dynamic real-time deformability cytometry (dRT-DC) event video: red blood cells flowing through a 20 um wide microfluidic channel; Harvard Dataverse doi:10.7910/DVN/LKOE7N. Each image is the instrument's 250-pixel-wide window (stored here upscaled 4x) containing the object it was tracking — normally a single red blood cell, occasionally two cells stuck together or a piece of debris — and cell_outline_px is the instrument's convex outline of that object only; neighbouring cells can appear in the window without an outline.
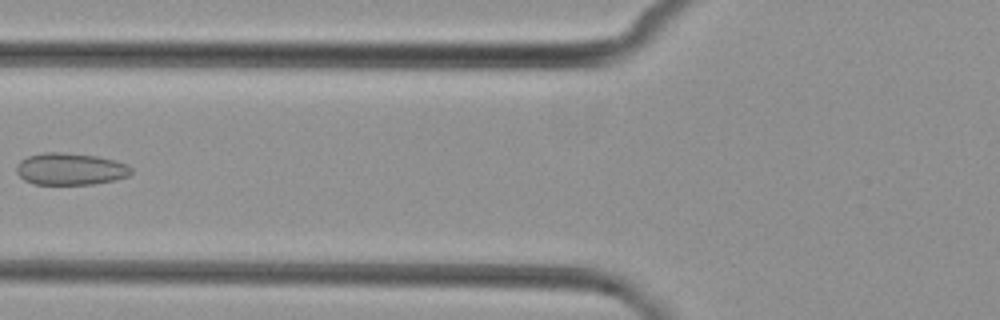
{"species": "common noctule bat (a hibernating species)", "species_latin": "Nyctalus noctula", "temperature_condition": "cold", "stored_images_in_passage": 5, "camera_frame_rate_fps": 3000, "um_per_image_px": 0.085, "animal": {"sex": "female", "body_mass_g": 29.2, "forearm_length_mm": 56.3}, "frame": {"image": 1, "passage_image": 5, "time_ms": 5.667, "image_size_px": [1000, 320], "cell_outline_px": [[132, 172], [128, 176], [116, 180], [92, 184], [36, 184], [24, 180], [16, 172], [16, 164], [20, 160], [28, 156], [44, 152], [60, 152], [96, 156], [128, 164], [132, 168]], "centroid_in_image_um": [5.97, 14.36], "position_along_channel_um": 119.8, "area_um2": 21.39}}